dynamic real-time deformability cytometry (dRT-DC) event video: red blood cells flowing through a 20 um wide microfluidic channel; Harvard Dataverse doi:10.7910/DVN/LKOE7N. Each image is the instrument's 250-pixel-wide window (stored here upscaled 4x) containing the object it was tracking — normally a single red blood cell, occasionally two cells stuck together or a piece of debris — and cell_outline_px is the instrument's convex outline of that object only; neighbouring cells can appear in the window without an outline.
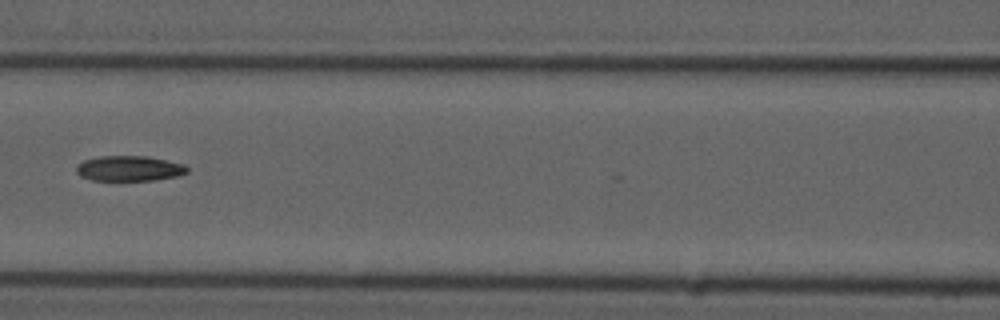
{"species": "common noctule bat (a hibernating species)", "species_latin": "Nyctalus noctula", "temperature_condition": "cold", "stored_images_in_passage": 7, "camera_frame_rate_fps": 3000, "um_per_image_px": 0.085, "animal": {"sex": "male", "forearm_length_mm": 52.5}, "frame": {"image": 1, "passage_image": 7, "time_ms": 8.333, "image_size_px": [1000, 320], "cell_outline_px": [[188, 172], [176, 176], [152, 180], [92, 180], [80, 176], [76, 172], [76, 168], [84, 160], [100, 156], [148, 156], [184, 164], [188, 168]], "centroid_in_image_um": [10.99, 14.31], "position_along_channel_um": 155.6, "area_um2": 16.18}}